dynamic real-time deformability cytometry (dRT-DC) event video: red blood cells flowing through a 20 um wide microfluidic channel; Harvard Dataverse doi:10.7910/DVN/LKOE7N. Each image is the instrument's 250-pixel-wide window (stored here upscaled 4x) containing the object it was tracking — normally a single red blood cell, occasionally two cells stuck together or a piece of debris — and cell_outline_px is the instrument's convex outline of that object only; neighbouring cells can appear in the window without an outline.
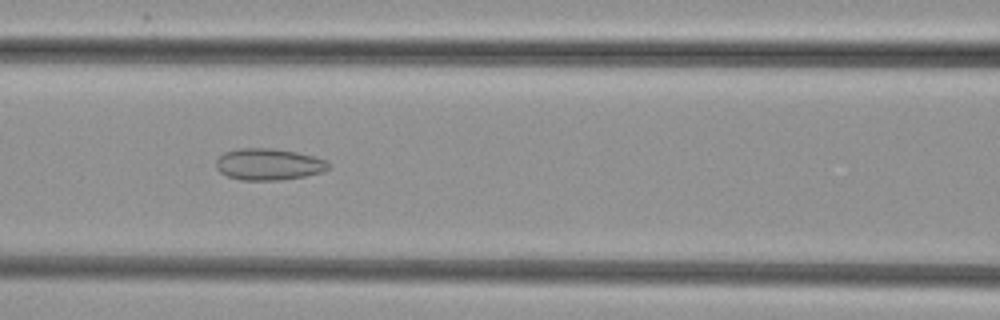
{"species": "common noctule bat (a hibernating species)", "species_latin": "Nyctalus noctula", "temperature_condition": "cold", "stored_images_in_passage": 50, "camera_frame_rate_fps": 3000, "um_per_image_px": 0.085, "animal": {"sex": "female", "body_mass_g": 29.2, "forearm_length_mm": 56.3}, "frame": {"image": 1, "passage_image": 21, "time_ms": 6.667, "image_size_px": [1000, 320], "cell_outline_px": [[332, 164], [324, 172], [304, 176], [280, 180], [240, 180], [228, 176], [220, 172], [216, 168], [216, 160], [224, 152], [240, 148], [272, 148], [296, 152], [328, 160]], "centroid_in_image_um": [22.85, 13.96], "position_along_channel_um": 143.7, "area_um2": 20.81}}
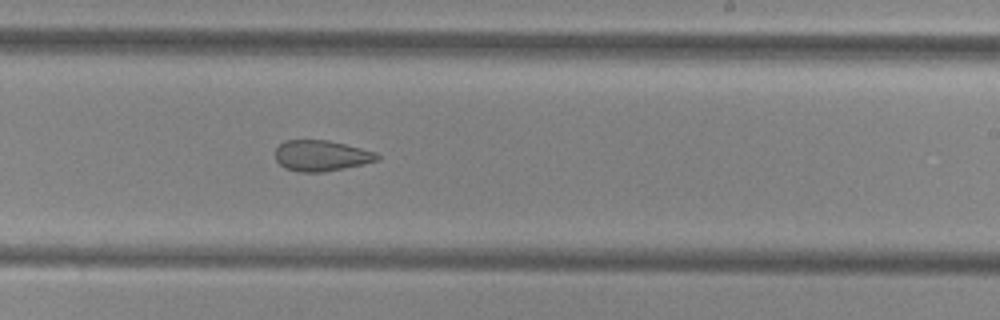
{"frame": {"image": 2, "passage_image": 30, "time_ms": 9.667, "image_size_px": [1000, 320], "cell_outline_px": [[380, 160], [364, 164], [324, 172], [296, 172], [284, 168], [276, 160], [276, 148], [284, 140], [328, 140], [376, 152], [380, 156]], "centroid_in_image_um": [27.31, 13.24], "position_along_channel_um": 261.7, "area_um2": 18.38}}
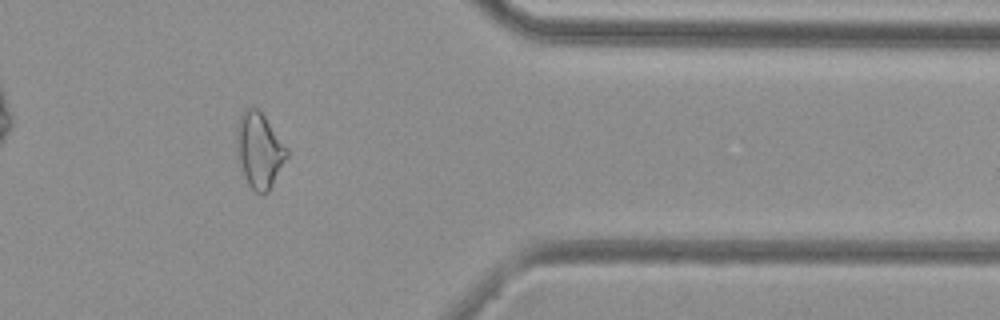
{"frame": {"image": 3, "passage_image": 41, "time_ms": 13.333, "image_size_px": [1000, 320], "cell_outline_px": [[288, 156], [268, 192], [256, 192], [248, 184], [236, 152], [236, 128], [240, 116], [244, 108], [256, 108], [264, 116], [288, 148]], "centroid_in_image_um": [22.03, 12.75], "position_along_channel_um": 389.4, "area_um2": 21.73}}